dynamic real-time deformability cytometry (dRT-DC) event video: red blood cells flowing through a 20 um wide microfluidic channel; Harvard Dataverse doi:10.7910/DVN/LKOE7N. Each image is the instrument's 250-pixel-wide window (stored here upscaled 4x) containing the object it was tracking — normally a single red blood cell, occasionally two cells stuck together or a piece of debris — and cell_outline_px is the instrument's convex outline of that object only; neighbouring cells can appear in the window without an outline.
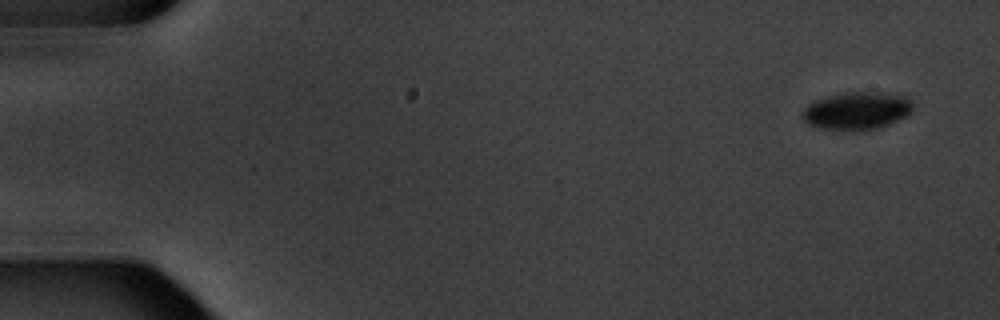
{"species": "common noctule bat (a hibernating species)", "species_latin": "Nyctalus noctula", "temperature_condition": "warm", "stored_images_in_passage": 11, "camera_frame_rate_fps": 3000, "um_per_image_px": 0.085, "animal": {"sex": "male", "body_mass_g": 20.1, "forearm_length_mm": 53.5}, "frame": {"image": 1, "passage_image": 1, "time_ms": 0.0, "image_size_px": [1000, 320], "cell_outline_px": [[912, 112], [888, 124], [876, 128], [816, 128], [808, 124], [800, 116], [804, 108], [808, 104], [816, 100], [828, 96], [848, 92], [872, 92], [904, 96], [912, 100]], "centroid_in_image_um": [72.8, 9.38], "position_along_channel_um": 12.2, "area_um2": 23.47}}